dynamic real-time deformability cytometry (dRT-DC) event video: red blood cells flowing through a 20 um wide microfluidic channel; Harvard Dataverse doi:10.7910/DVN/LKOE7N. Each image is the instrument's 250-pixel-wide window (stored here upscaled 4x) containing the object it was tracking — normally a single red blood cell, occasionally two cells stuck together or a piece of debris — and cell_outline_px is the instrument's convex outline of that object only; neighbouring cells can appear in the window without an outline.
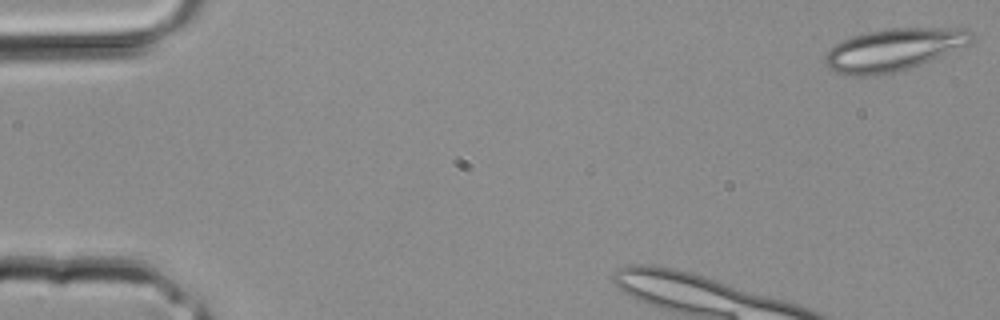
{"species": "common noctule bat (a hibernating species)", "species_latin": "Nyctalus noctula", "temperature_condition": "room temperature", "stored_images_in_passage": 2, "camera_frame_rate_fps": 3000, "um_per_image_px": 0.085, "animal": {"sex": "male", "body_mass_g": 20.4}, "frame": {"image": 1, "passage_image": 2, "time_ms": 0.333, "image_size_px": [1000, 320], "cell_outline_px": [[972, 44], [920, 64], [896, 72], [872, 76], [852, 76], [836, 72], [824, 60], [824, 56], [840, 40], [852, 36], [868, 32], [888, 28], [968, 28], [972, 32]], "centroid_in_image_um": [76.0, 4.21], "position_along_channel_um": 9.0, "area_um2": 36.01}}